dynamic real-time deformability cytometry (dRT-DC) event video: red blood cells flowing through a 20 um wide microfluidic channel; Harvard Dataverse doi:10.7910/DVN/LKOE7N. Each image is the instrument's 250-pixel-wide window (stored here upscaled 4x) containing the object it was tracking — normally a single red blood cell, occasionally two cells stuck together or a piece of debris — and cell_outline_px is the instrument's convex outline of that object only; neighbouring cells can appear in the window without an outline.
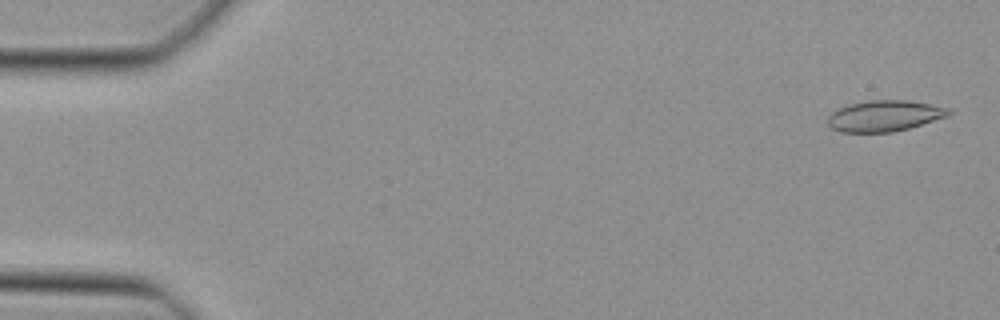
{"species": "Egyptian fruit bat (a non-hibernating species)", "species_latin": "Rousettus aegyptiacus", "temperature_condition": "cold", "stored_images_in_passage": 47, "camera_frame_rate_fps": 3000, "um_per_image_px": 0.085, "animal": {"sex": "female"}, "frame": {"image": 1, "passage_image": 2, "time_ms": 0.333, "image_size_px": [1000, 320], "cell_outline_px": [[952, 112], [948, 116], [908, 128], [892, 132], [840, 132], [832, 128], [828, 124], [828, 116], [832, 112], [848, 104], [872, 100], [908, 100], [948, 108]], "centroid_in_image_um": [75.16, 9.85], "position_along_channel_um": 9.8, "area_um2": 21.62}}
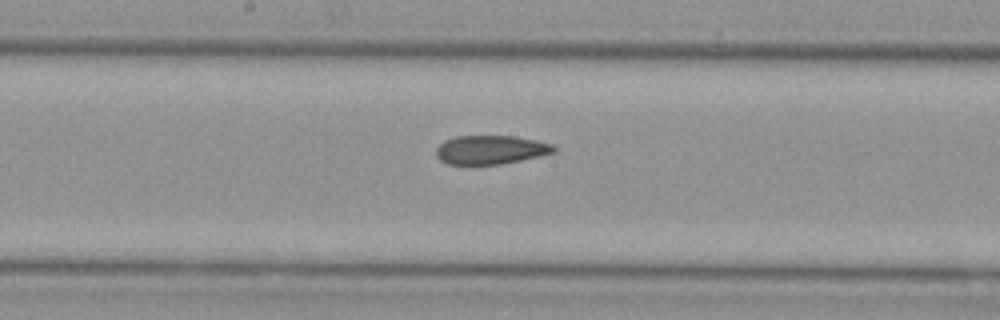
{"frame": {"image": 2, "passage_image": 25, "time_ms": 8.0, "image_size_px": [1000, 320], "cell_outline_px": [[556, 152], [540, 156], [500, 164], [448, 164], [440, 160], [436, 156], [436, 148], [444, 140], [456, 136], [512, 136], [536, 140], [552, 144], [556, 148]], "centroid_in_image_um": [41.7, 12.73], "position_along_channel_um": 206.5, "area_um2": 19.71}}
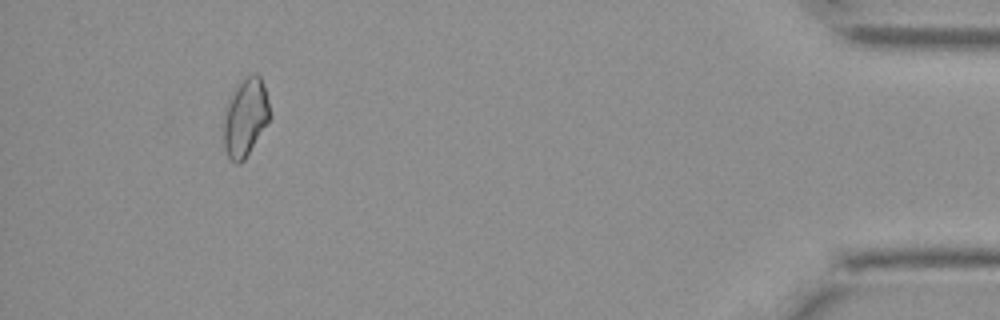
{"frame": {"image": 3, "passage_image": 44, "time_ms": 14.333, "image_size_px": [1000, 320], "cell_outline_px": [[272, 116], [244, 160], [240, 164], [236, 164], [228, 156], [224, 148], [224, 112], [228, 100], [236, 84], [252, 72], [256, 72], [260, 76], [268, 100]], "centroid_in_image_um": [20.86, 9.95], "position_along_channel_um": 414.3, "area_um2": 21.15}}